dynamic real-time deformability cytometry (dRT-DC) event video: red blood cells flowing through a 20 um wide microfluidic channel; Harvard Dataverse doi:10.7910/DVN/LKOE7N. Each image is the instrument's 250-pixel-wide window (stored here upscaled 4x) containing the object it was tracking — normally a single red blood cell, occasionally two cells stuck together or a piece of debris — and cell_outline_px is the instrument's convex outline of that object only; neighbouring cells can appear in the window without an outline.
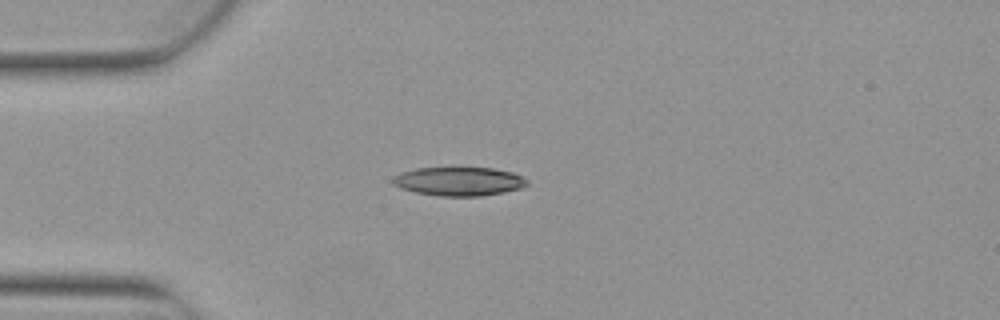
{"species": "Egyptian fruit bat (a non-hibernating species)", "species_latin": "Rousettus aegyptiacus", "temperature_condition": "warm", "stored_images_in_passage": 6, "camera_frame_rate_fps": 3000, "um_per_image_px": 0.085, "animal": {"sex": "female"}, "frame": {"image": 1, "passage_image": 3, "time_ms": 0.667, "image_size_px": [1000, 320], "cell_outline_px": [[528, 184], [520, 188], [504, 192], [480, 196], [440, 196], [416, 192], [400, 188], [392, 184], [392, 176], [400, 172], [416, 168], [492, 168], [512, 172], [528, 180]], "centroid_in_image_um": [38.97, 15.41], "position_along_channel_um": 46.0, "area_um2": 22.48}}
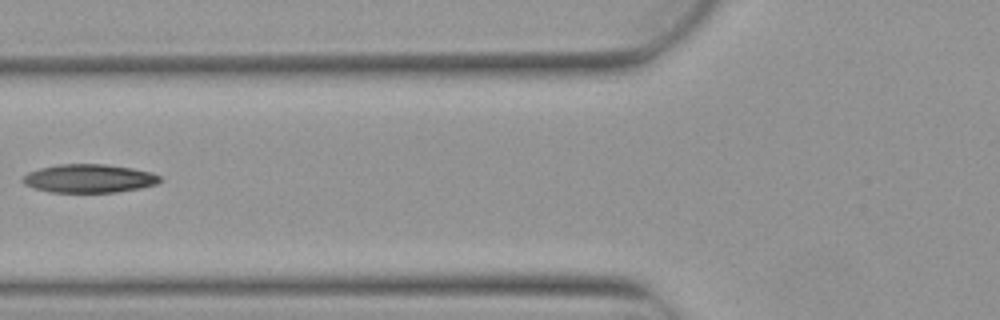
{"frame": {"image": 2, "passage_image": 5, "time_ms": 1.333, "image_size_px": [1000, 320], "cell_outline_px": [[164, 180], [156, 184], [140, 188], [116, 192], [48, 192], [32, 188], [24, 184], [20, 180], [28, 172], [40, 168], [60, 164], [104, 164], [132, 168], [152, 172], [160, 176]], "centroid_in_image_um": [7.57, 15.17], "position_along_channel_um": 118.2, "area_um2": 22.89}}
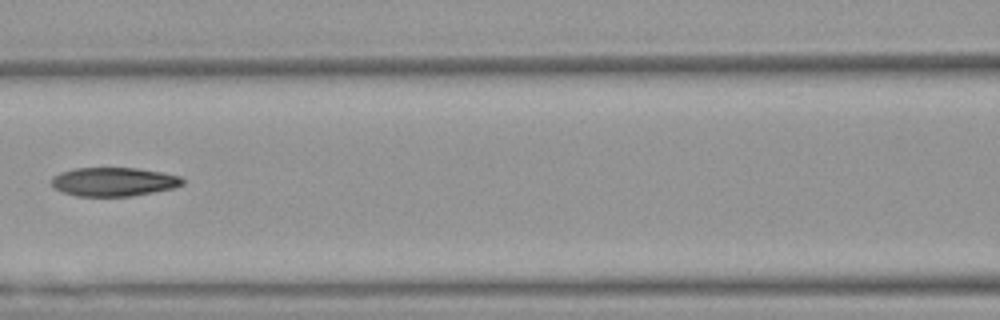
{"frame": {"image": 3, "passage_image": 6, "time_ms": 1.667, "image_size_px": [1000, 320], "cell_outline_px": [[184, 184], [172, 188], [132, 196], [76, 196], [64, 192], [56, 188], [52, 184], [52, 176], [60, 172], [76, 168], [136, 168], [160, 172], [180, 176], [184, 180]], "centroid_in_image_um": [9.66, 15.45], "position_along_channel_um": 156.9, "area_um2": 21.79}}